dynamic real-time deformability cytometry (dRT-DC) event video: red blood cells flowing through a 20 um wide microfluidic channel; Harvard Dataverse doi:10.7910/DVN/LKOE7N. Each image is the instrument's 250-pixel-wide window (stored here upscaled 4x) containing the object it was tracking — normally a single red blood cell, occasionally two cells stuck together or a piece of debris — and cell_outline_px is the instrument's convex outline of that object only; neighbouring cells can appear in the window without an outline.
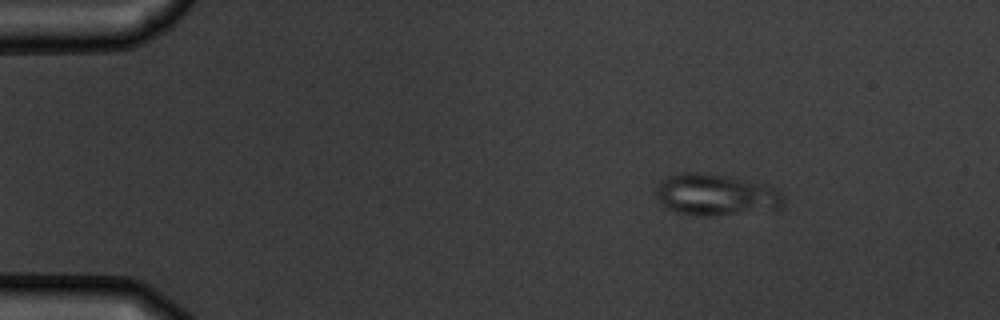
{"species": "common noctule bat (a hibernating species)", "species_latin": "Nyctalus noctula", "temperature_condition": "warm", "stored_images_in_passage": 4, "camera_frame_rate_fps": 3000, "um_per_image_px": 0.085, "animal": {"sex": "male", "body_mass_g": 19.5, "forearm_length_mm": 54.6}, "frame": {"image": 1, "passage_image": 2, "time_ms": 1.0, "image_size_px": [1000, 320], "cell_outline_px": [[784, 204], [780, 208], [708, 216], [696, 216], [676, 212], [664, 208], [656, 200], [656, 188], [668, 176], [684, 172], [700, 172], [728, 176], [764, 184], [776, 188], [784, 196]], "centroid_in_image_um": [60.81, 16.56], "position_along_channel_um": 24.2, "area_um2": 30.87}}